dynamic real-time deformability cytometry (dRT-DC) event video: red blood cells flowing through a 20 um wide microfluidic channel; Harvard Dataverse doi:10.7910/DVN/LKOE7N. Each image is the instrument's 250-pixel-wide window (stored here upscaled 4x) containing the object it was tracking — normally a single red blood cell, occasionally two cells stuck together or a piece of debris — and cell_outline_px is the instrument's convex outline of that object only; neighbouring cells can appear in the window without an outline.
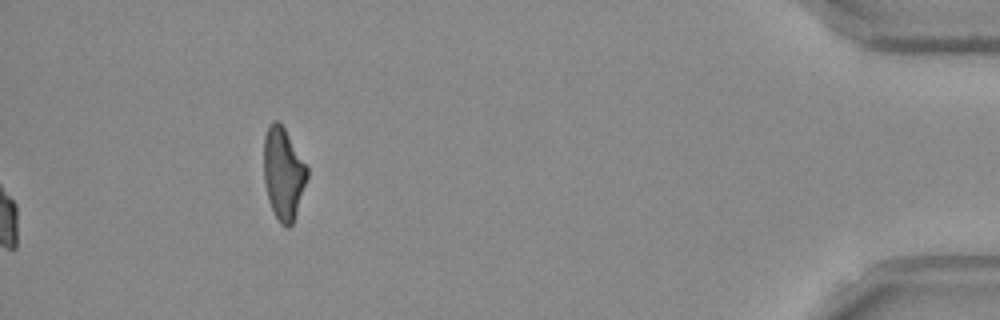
{"species": "Egyptian fruit bat (a non-hibernating species)", "species_latin": "Rousettus aegyptiacus", "temperature_condition": "room temperature", "stored_images_in_passage": 53, "camera_frame_rate_fps": 3000, "um_per_image_px": 0.085, "frame": {"image": 1, "passage_image": 53, "time_ms": 17.333, "image_size_px": [1000, 320], "cell_outline_px": [[308, 176], [292, 224], [288, 228], [284, 228], [280, 224], [268, 200], [264, 180], [264, 136], [268, 124], [272, 120], [276, 120], [284, 128], [308, 168]], "centroid_in_image_um": [24.07, 14.74], "position_along_channel_um": 411.1, "area_um2": 23.06}, "authors_computed_cell_mechanics": {"area_um2": 21.5016, "velocity_mm_per_s": 3.8091, "shape_relaxation_time_tau1_ms": 6.8077, "shape_relaxation_time_tau2_ms": 2.6373, "deformation_change_tau1": 0.1502, "deformation_change_tau2": 0.0717}}